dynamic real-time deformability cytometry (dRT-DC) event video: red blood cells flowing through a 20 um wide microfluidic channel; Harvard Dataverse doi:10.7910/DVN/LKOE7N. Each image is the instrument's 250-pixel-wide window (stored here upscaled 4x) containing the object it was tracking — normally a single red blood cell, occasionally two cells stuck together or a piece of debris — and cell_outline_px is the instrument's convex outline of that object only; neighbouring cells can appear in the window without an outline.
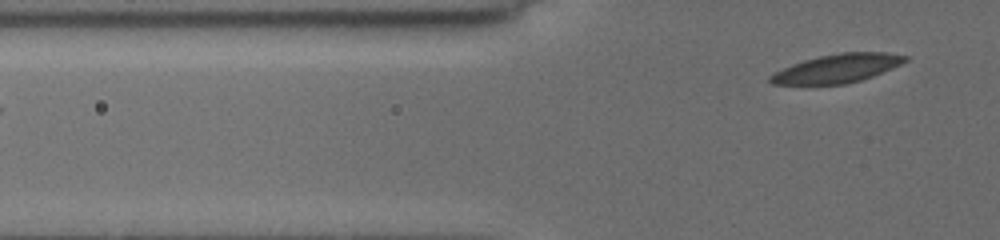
{"species": "common noctule bat (a hibernating species)", "species_latin": "Nyctalus noctula", "temperature_condition": "cold", "stored_images_in_passage": 5, "segment_of_instrument_passage": [2, 2], "camera_frame_rate_fps": 3000, "um_per_image_px": 0.085, "animal": {"sex": "female", "body_mass_g": 19.5, "forearm_length_mm": 54.1}, "frame": {"image": 1, "passage_image": 5, "time_ms": 3.667, "image_size_px": [1000, 240], "cell_outline_px": [[908, 60], [892, 68], [872, 76], [860, 80], [844, 84], [772, 84], [768, 80], [768, 76], [792, 64], [804, 60], [820, 56], [840, 52], [888, 52], [908, 56]], "centroid_in_image_um": [71.18, 5.8], "position_along_channel_um": 54.6, "area_um2": 22.25}}